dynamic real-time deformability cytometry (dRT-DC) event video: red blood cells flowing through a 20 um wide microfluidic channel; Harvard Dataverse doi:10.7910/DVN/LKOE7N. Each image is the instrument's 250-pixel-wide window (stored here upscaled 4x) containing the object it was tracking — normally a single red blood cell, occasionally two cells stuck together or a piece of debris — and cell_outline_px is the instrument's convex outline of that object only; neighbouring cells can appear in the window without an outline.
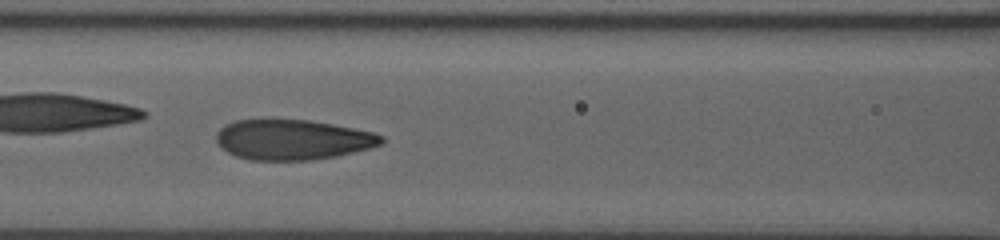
{"species": "human", "species_latin": "Homo sapiens", "temperature_condition": "room temperature", "stored_images_in_passage": 42, "camera_frame_rate_fps": 3000, "um_per_image_px": 0.085, "donor": {"sex": "male"}, "frame": {"image": 1, "passage_image": 19, "time_ms": 6.0, "image_size_px": [1000, 240], "cell_outline_px": [[384, 140], [380, 144], [368, 148], [336, 156], [312, 160], [248, 160], [236, 156], [220, 148], [216, 140], [216, 132], [224, 124], [236, 120], [260, 116], [272, 116], [308, 120], [332, 124], [372, 132], [384, 136]], "centroid_in_image_um": [24.76, 11.82], "position_along_channel_um": 141.8, "area_um2": 39.77}}